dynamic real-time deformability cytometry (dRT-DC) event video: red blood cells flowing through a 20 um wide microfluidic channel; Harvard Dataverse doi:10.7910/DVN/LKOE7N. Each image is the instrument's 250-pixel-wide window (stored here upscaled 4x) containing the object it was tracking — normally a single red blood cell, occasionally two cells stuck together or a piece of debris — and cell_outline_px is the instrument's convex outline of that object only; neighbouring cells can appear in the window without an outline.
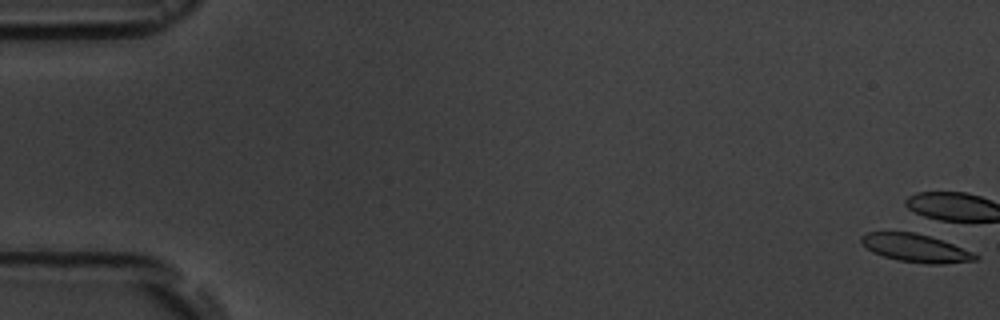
{"species": "common noctule bat (a hibernating species)", "species_latin": "Nyctalus noctula", "temperature_condition": "room temperature", "stored_images_in_passage": 6, "camera_frame_rate_fps": 3000, "um_per_image_px": 0.085, "animal": {"sex": "male", "body_mass_g": 19.5, "forearm_length_mm": 54.6}, "frame": {"image": 1, "passage_image": 1, "time_ms": 0.0, "image_size_px": [1000, 320], "cell_outline_px": [[980, 256], [976, 260], [940, 264], [928, 264], [900, 260], [884, 256], [872, 252], [860, 240], [860, 236], [868, 232], [916, 232], [952, 244], [972, 252]], "centroid_in_image_um": [77.82, 21.08], "position_along_channel_um": 7.2, "area_um2": 18.26}}